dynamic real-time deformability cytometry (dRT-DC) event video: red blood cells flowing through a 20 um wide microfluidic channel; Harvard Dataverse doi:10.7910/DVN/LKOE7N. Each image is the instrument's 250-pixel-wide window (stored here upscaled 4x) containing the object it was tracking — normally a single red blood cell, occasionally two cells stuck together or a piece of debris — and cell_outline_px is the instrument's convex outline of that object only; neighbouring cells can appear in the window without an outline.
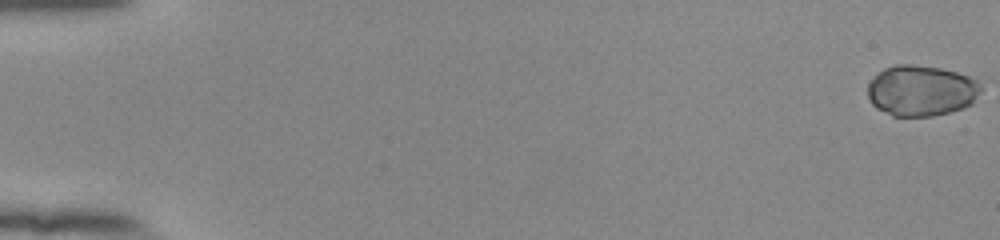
{"species": "human", "species_latin": "Homo sapiens", "temperature_condition": "room temperature", "stored_images_in_passage": 47, "camera_frame_rate_fps": 3000, "um_per_image_px": 0.085, "donor": {"sex": "female"}, "frame": {"image": 1, "passage_image": 1, "time_ms": 0.0, "image_size_px": [1000, 240], "cell_outline_px": [[984, 88], [972, 104], [964, 108], [932, 116], [892, 116], [876, 108], [872, 104], [868, 96], [868, 84], [884, 68], [896, 64], [912, 64], [940, 68], [956, 72], [968, 76], [976, 80]], "centroid_in_image_um": [78.33, 7.71], "position_along_channel_um": 6.7, "area_um2": 33.64}}
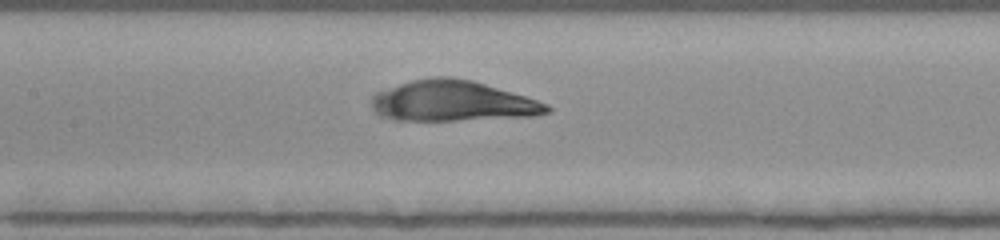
{"frame": {"image": 2, "passage_image": 28, "time_ms": 9.0, "image_size_px": [1000, 240], "cell_outline_px": [[552, 108], [548, 112], [536, 116], [456, 120], [396, 120], [380, 116], [372, 108], [372, 96], [376, 92], [412, 80], [436, 76], [448, 76], [472, 80], [524, 96], [548, 104]], "centroid_in_image_um": [38.46, 8.59], "position_along_channel_um": 168.9, "area_um2": 41.21}}
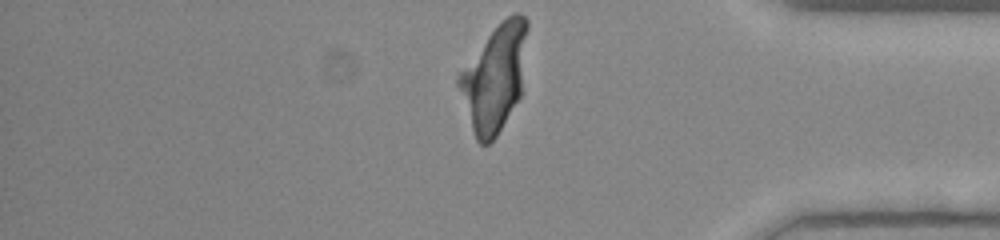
{"frame": {"image": 3, "passage_image": 47, "time_ms": 15.333, "image_size_px": [1000, 240], "cell_outline_px": [[528, 28], [520, 96], [496, 136], [488, 144], [480, 144], [476, 140], [456, 84], [456, 76], [488, 36], [508, 16], [516, 12], [520, 12], [528, 20]], "centroid_in_image_um": [42.02, 6.61], "position_along_channel_um": 393.2, "area_um2": 41.62}, "authors_computed_cell_mechanics": {"area_um2": 41.0958, "velocity_mm_per_s": 3.8459, "shape_relaxation_time_tau1_ms": 4.3906, "shape_relaxation_time_tau2_ms": null, "deformation_change_tau1": 0.2904, "deformation_change_tau2": null}}